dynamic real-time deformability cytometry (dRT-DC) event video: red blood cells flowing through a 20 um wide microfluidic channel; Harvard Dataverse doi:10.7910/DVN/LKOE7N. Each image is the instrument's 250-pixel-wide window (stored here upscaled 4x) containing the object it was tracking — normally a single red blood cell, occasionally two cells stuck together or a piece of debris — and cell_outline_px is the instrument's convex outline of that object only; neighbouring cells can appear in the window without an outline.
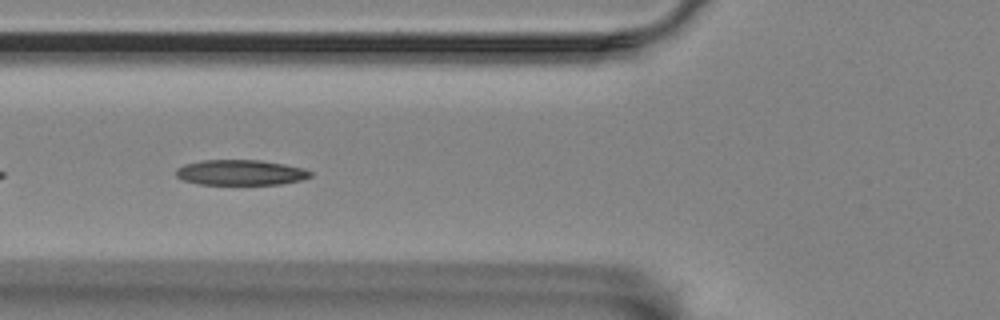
{"species": "Egyptian fruit bat (a non-hibernating species)", "species_latin": "Rousettus aegyptiacus", "temperature_condition": "room temperature", "stored_images_in_passage": 18, "camera_frame_rate_fps": 3000, "um_per_image_px": 0.085, "animal": {"sex": "female"}, "frame": {"image": 1, "passage_image": 6, "time_ms": 1.667, "image_size_px": [1000, 320], "cell_outline_px": [[312, 176], [300, 180], [280, 184], [200, 184], [184, 180], [176, 176], [176, 168], [184, 164], [200, 160], [260, 160], [284, 164], [304, 168], [312, 172]], "centroid_in_image_um": [20.44, 14.65], "position_along_channel_um": 105.4, "area_um2": 19.83}}
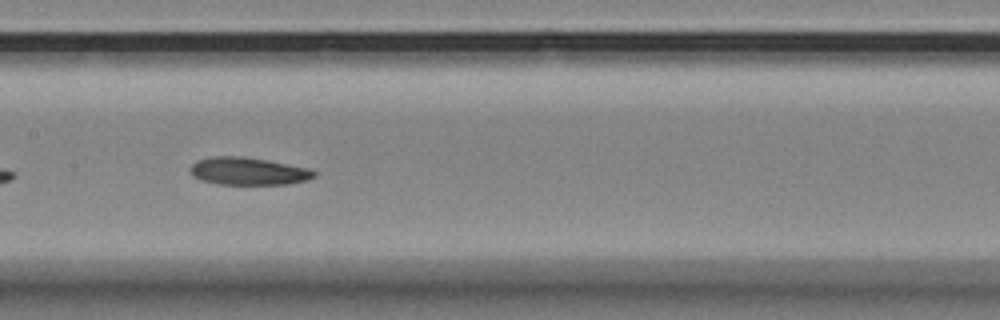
{"frame": {"image": 2, "passage_image": 13, "time_ms": 4.0, "image_size_px": [1000, 320], "cell_outline_px": [[316, 176], [308, 180], [288, 184], [220, 184], [200, 180], [192, 176], [192, 164], [196, 160], [212, 156], [240, 156], [264, 160], [308, 168], [316, 172]], "centroid_in_image_um": [21.09, 14.56], "position_along_channel_um": 186.3, "area_um2": 19.71}}